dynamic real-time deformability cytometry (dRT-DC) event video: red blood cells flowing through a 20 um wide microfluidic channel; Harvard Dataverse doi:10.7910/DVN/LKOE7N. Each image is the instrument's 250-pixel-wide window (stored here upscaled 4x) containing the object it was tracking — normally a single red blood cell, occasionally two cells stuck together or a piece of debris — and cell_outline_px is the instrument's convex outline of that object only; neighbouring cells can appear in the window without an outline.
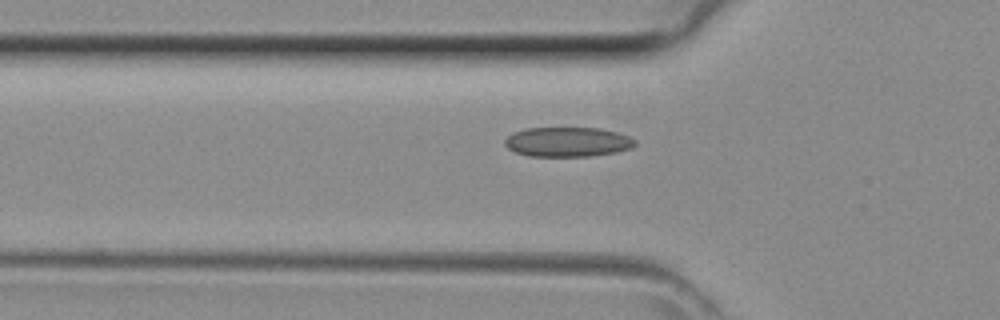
{"species": "common noctule bat (a hibernating species)", "species_latin": "Nyctalus noctula", "temperature_condition": "room temperature", "stored_images_in_passage": 23, "camera_frame_rate_fps": 3000, "um_per_image_px": 0.085, "animal": {"sex": "female", "body_mass_g": 29.2, "forearm_length_mm": 56.3}, "frame": {"image": 1, "passage_image": 3, "time_ms": 0.667, "image_size_px": [1000, 320], "cell_outline_px": [[636, 144], [632, 148], [616, 152], [592, 156], [528, 156], [516, 152], [508, 148], [504, 144], [504, 140], [512, 132], [524, 128], [600, 128], [616, 132], [628, 136], [636, 140]], "centroid_in_image_um": [48.24, 12.06], "position_along_channel_um": 77.6, "area_um2": 22.6}}
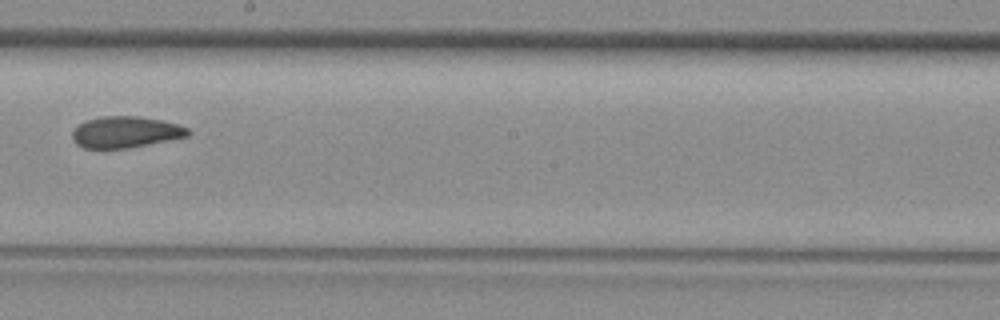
{"frame": {"image": 2, "passage_image": 13, "time_ms": 4.0, "image_size_px": [1000, 320], "cell_outline_px": [[192, 132], [188, 136], [128, 148], [84, 148], [76, 144], [72, 140], [72, 132], [80, 124], [88, 120], [104, 116], [136, 116], [160, 120], [176, 124], [188, 128]], "centroid_in_image_um": [10.67, 11.23], "position_along_channel_um": 237.5, "area_um2": 20.87}}
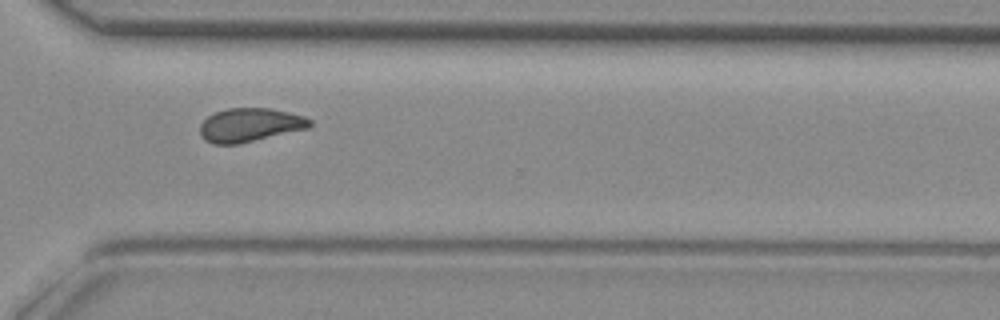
{"frame": {"image": 3, "passage_image": 20, "time_ms": 6.333, "image_size_px": [1000, 320], "cell_outline_px": [[312, 124], [308, 128], [240, 144], [212, 144], [204, 140], [200, 136], [200, 124], [208, 116], [216, 112], [228, 108], [268, 108], [288, 112], [304, 116], [312, 120]], "centroid_in_image_um": [21.22, 10.63], "position_along_channel_um": 349.4, "area_um2": 21.62}}